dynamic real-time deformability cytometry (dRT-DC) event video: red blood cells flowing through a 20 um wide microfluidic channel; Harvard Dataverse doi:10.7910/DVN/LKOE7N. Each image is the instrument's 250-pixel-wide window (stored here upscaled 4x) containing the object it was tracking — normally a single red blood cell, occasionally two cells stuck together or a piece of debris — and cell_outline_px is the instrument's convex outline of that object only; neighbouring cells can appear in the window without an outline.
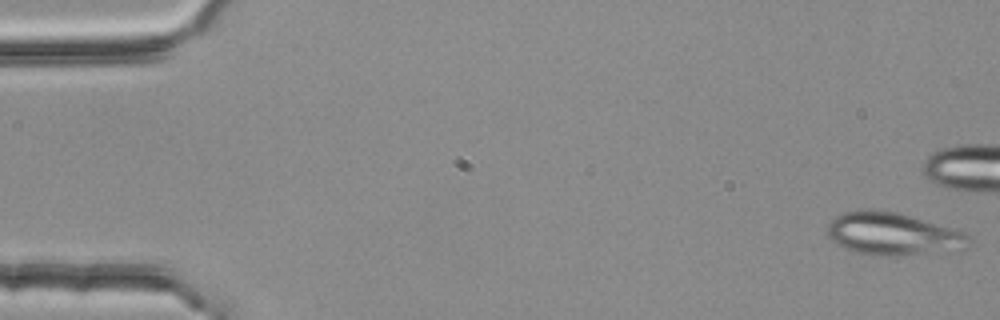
{"species": "common noctule bat (a hibernating species)", "species_latin": "Nyctalus noctula", "temperature_condition": "room temperature", "stored_images_in_passage": 5, "camera_frame_rate_fps": 3000, "um_per_image_px": 0.085, "animal": {"sex": "female", "body_mass_g": 25.1}, "frame": {"image": 1, "passage_image": 1, "time_ms": 0.0, "image_size_px": [1000, 320], "cell_outline_px": [[968, 248], [928, 256], [872, 256], [852, 252], [836, 244], [828, 236], [828, 224], [836, 216], [844, 212], [860, 208], [896, 212], [968, 232]], "centroid_in_image_um": [75.94, 19.93], "position_along_channel_um": 9.1, "area_um2": 36.18}}